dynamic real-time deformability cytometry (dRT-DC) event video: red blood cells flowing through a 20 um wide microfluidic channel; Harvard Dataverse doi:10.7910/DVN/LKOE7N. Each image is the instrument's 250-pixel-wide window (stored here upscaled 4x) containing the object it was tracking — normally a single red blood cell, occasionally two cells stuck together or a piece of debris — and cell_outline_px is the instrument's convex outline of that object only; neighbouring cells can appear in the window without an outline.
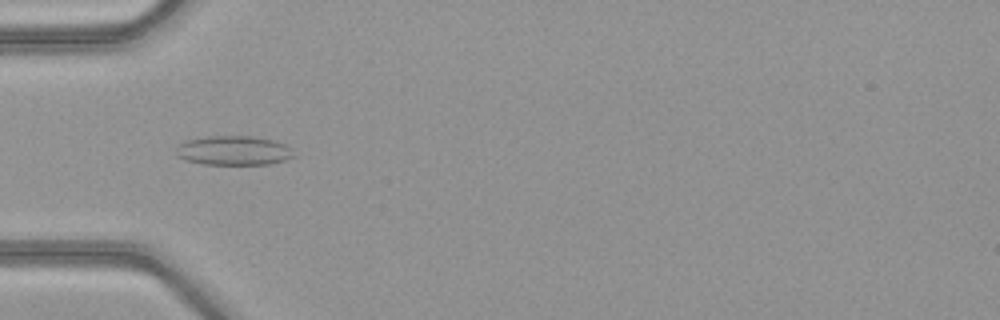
{"species": "common noctule bat (a hibernating species)", "species_latin": "Nyctalus noctula", "temperature_condition": "warm", "stored_images_in_passage": 50, "camera_frame_rate_fps": 3000, "um_per_image_px": 0.085, "animal": {"sex": "female", "body_mass_g": 21.9}, "frame": {"image": 1, "passage_image": 17, "time_ms": 5.333, "image_size_px": [1000, 320], "cell_outline_px": [[296, 156], [284, 160], [268, 164], [204, 164], [184, 160], [176, 156], [176, 148], [184, 140], [208, 136], [252, 136], [276, 140], [292, 148]], "centroid_in_image_um": [19.86, 12.79], "position_along_channel_um": 65.1, "area_um2": 20.35}}
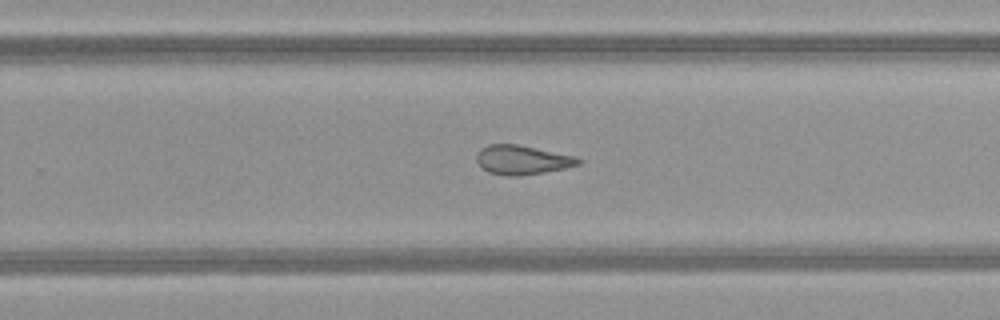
{"frame": {"image": 2, "passage_image": 33, "time_ms": 10.667, "image_size_px": [1000, 320], "cell_outline_px": [[584, 160], [580, 164], [564, 168], [544, 172], [520, 176], [504, 176], [488, 172], [476, 160], [476, 156], [480, 148], [488, 144], [516, 144], [576, 156]], "centroid_in_image_um": [44.39, 13.59], "position_along_channel_um": 285.4, "area_um2": 17.34}}
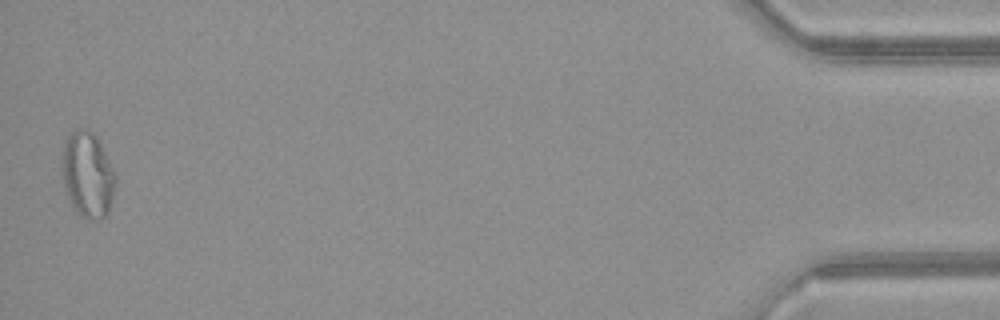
{"frame": {"image": 3, "passage_image": 50, "time_ms": 16.333, "image_size_px": [1000, 320], "cell_outline_px": [[116, 180], [108, 212], [100, 220], [80, 216], [72, 204], [64, 184], [64, 144], [68, 136], [76, 128], [84, 128], [92, 132], [96, 136], [116, 172]], "centroid_in_image_um": [7.49, 14.83], "position_along_channel_um": 427.7, "area_um2": 25.95}, "authors_computed_cell_mechanics": {"area_um2": 19.9699, "velocity_mm_per_s": 4.1314, "shape_relaxation_time_tau1_ms": null, "shape_relaxation_time_tau2_ms": 2.3373, "deformation_change_tau1": null, "deformation_change_tau2": 0.1105}}